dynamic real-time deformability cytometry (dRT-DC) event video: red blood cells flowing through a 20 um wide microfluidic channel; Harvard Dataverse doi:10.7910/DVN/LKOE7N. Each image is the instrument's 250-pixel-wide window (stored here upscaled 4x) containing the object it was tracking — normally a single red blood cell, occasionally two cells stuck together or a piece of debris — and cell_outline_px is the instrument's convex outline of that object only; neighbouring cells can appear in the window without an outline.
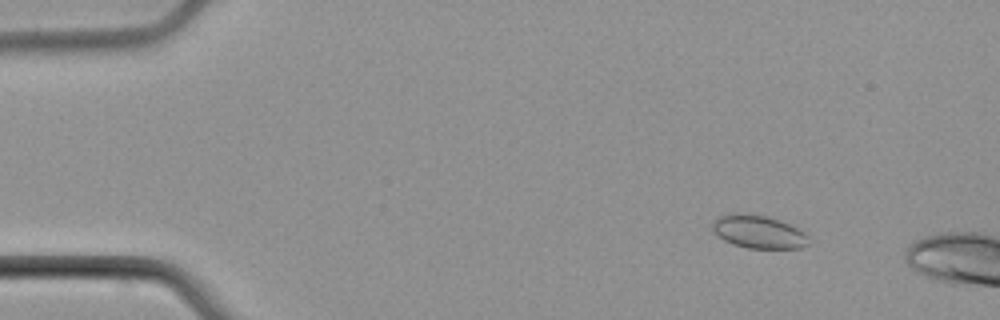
{"species": "common noctule bat (a hibernating species)", "species_latin": "Nyctalus noctula", "temperature_condition": "cold", "stored_images_in_passage": 6, "camera_frame_rate_fps": 3000, "um_per_image_px": 0.085, "animal": {"sex": "male", "body_mass_g": 21.5, "forearm_length_mm": 52.0}, "frame": {"image": 1, "passage_image": 3, "time_ms": 2.333, "image_size_px": [1000, 320], "cell_outline_px": [[812, 244], [804, 248], [748, 248], [732, 244], [724, 240], [712, 232], [712, 220], [720, 216], [736, 212], [768, 216], [788, 224], [804, 232], [808, 236]], "centroid_in_image_um": [64.47, 19.71], "position_along_channel_um": 20.5, "area_um2": 18.79}}